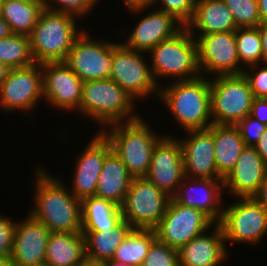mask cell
Instances as JSON below:
<instances>
[{
  "instance_id": "cell-1",
  "label": "cell",
  "mask_w": 267,
  "mask_h": 266,
  "mask_svg": "<svg viewBox=\"0 0 267 266\" xmlns=\"http://www.w3.org/2000/svg\"><path fill=\"white\" fill-rule=\"evenodd\" d=\"M37 165L34 175L33 205L27 214L43 223L50 232L82 233L81 200L59 176Z\"/></svg>"
},
{
  "instance_id": "cell-2",
  "label": "cell",
  "mask_w": 267,
  "mask_h": 266,
  "mask_svg": "<svg viewBox=\"0 0 267 266\" xmlns=\"http://www.w3.org/2000/svg\"><path fill=\"white\" fill-rule=\"evenodd\" d=\"M161 84L158 98L183 132L208 129L213 124L210 77Z\"/></svg>"
},
{
  "instance_id": "cell-3",
  "label": "cell",
  "mask_w": 267,
  "mask_h": 266,
  "mask_svg": "<svg viewBox=\"0 0 267 266\" xmlns=\"http://www.w3.org/2000/svg\"><path fill=\"white\" fill-rule=\"evenodd\" d=\"M135 102L138 101L110 78L85 81L78 113L96 122L101 131L114 123L138 119Z\"/></svg>"
},
{
  "instance_id": "cell-4",
  "label": "cell",
  "mask_w": 267,
  "mask_h": 266,
  "mask_svg": "<svg viewBox=\"0 0 267 266\" xmlns=\"http://www.w3.org/2000/svg\"><path fill=\"white\" fill-rule=\"evenodd\" d=\"M151 127L140 116L136 120L114 123L101 130L133 178L147 174L154 147L166 135L159 136Z\"/></svg>"
},
{
  "instance_id": "cell-5",
  "label": "cell",
  "mask_w": 267,
  "mask_h": 266,
  "mask_svg": "<svg viewBox=\"0 0 267 266\" xmlns=\"http://www.w3.org/2000/svg\"><path fill=\"white\" fill-rule=\"evenodd\" d=\"M78 17L44 8L29 35L36 63L65 62L76 39L85 28H78Z\"/></svg>"
},
{
  "instance_id": "cell-6",
  "label": "cell",
  "mask_w": 267,
  "mask_h": 266,
  "mask_svg": "<svg viewBox=\"0 0 267 266\" xmlns=\"http://www.w3.org/2000/svg\"><path fill=\"white\" fill-rule=\"evenodd\" d=\"M147 54L156 84L159 79L174 81L193 80L201 76L197 62L195 38L184 27L174 37L160 42Z\"/></svg>"
},
{
  "instance_id": "cell-7",
  "label": "cell",
  "mask_w": 267,
  "mask_h": 266,
  "mask_svg": "<svg viewBox=\"0 0 267 266\" xmlns=\"http://www.w3.org/2000/svg\"><path fill=\"white\" fill-rule=\"evenodd\" d=\"M254 95L243 74L210 78L213 124L236 125L250 114Z\"/></svg>"
},
{
  "instance_id": "cell-8",
  "label": "cell",
  "mask_w": 267,
  "mask_h": 266,
  "mask_svg": "<svg viewBox=\"0 0 267 266\" xmlns=\"http://www.w3.org/2000/svg\"><path fill=\"white\" fill-rule=\"evenodd\" d=\"M146 54L128 49L122 42L113 41L110 79L136 101L146 100L150 95L159 96L160 87L153 78L149 61L146 62Z\"/></svg>"
},
{
  "instance_id": "cell-9",
  "label": "cell",
  "mask_w": 267,
  "mask_h": 266,
  "mask_svg": "<svg viewBox=\"0 0 267 266\" xmlns=\"http://www.w3.org/2000/svg\"><path fill=\"white\" fill-rule=\"evenodd\" d=\"M218 224L227 249L230 242L255 246L267 235V210L253 197L236 198L230 205H224Z\"/></svg>"
},
{
  "instance_id": "cell-10",
  "label": "cell",
  "mask_w": 267,
  "mask_h": 266,
  "mask_svg": "<svg viewBox=\"0 0 267 266\" xmlns=\"http://www.w3.org/2000/svg\"><path fill=\"white\" fill-rule=\"evenodd\" d=\"M171 197L145 177H134L121 206L122 217L133 228L154 229Z\"/></svg>"
},
{
  "instance_id": "cell-11",
  "label": "cell",
  "mask_w": 267,
  "mask_h": 266,
  "mask_svg": "<svg viewBox=\"0 0 267 266\" xmlns=\"http://www.w3.org/2000/svg\"><path fill=\"white\" fill-rule=\"evenodd\" d=\"M42 99L44 100L41 64L11 69L0 84V108L5 114L18 111L23 116H29L28 119L30 116L33 118V110Z\"/></svg>"
},
{
  "instance_id": "cell-12",
  "label": "cell",
  "mask_w": 267,
  "mask_h": 266,
  "mask_svg": "<svg viewBox=\"0 0 267 266\" xmlns=\"http://www.w3.org/2000/svg\"><path fill=\"white\" fill-rule=\"evenodd\" d=\"M214 224L202 211L181 205L171 197L154 231L158 241L179 250L195 237L210 231Z\"/></svg>"
},
{
  "instance_id": "cell-13",
  "label": "cell",
  "mask_w": 267,
  "mask_h": 266,
  "mask_svg": "<svg viewBox=\"0 0 267 266\" xmlns=\"http://www.w3.org/2000/svg\"><path fill=\"white\" fill-rule=\"evenodd\" d=\"M194 38L201 76L208 78L243 73L244 68L237 54L235 31L210 33Z\"/></svg>"
},
{
  "instance_id": "cell-14",
  "label": "cell",
  "mask_w": 267,
  "mask_h": 266,
  "mask_svg": "<svg viewBox=\"0 0 267 266\" xmlns=\"http://www.w3.org/2000/svg\"><path fill=\"white\" fill-rule=\"evenodd\" d=\"M112 57L113 41L94 39L85 29L74 42L65 63L83 82L102 80L110 78Z\"/></svg>"
},
{
  "instance_id": "cell-15",
  "label": "cell",
  "mask_w": 267,
  "mask_h": 266,
  "mask_svg": "<svg viewBox=\"0 0 267 266\" xmlns=\"http://www.w3.org/2000/svg\"><path fill=\"white\" fill-rule=\"evenodd\" d=\"M43 73V96L50 108L67 113L80 107L83 81L65 62H47L41 64ZM65 110V111H64Z\"/></svg>"
},
{
  "instance_id": "cell-16",
  "label": "cell",
  "mask_w": 267,
  "mask_h": 266,
  "mask_svg": "<svg viewBox=\"0 0 267 266\" xmlns=\"http://www.w3.org/2000/svg\"><path fill=\"white\" fill-rule=\"evenodd\" d=\"M144 177L170 197L176 193L185 177L181 143L178 138L167 133L156 144Z\"/></svg>"
},
{
  "instance_id": "cell-17",
  "label": "cell",
  "mask_w": 267,
  "mask_h": 266,
  "mask_svg": "<svg viewBox=\"0 0 267 266\" xmlns=\"http://www.w3.org/2000/svg\"><path fill=\"white\" fill-rule=\"evenodd\" d=\"M96 134V135H95ZM93 134L85 149L77 154L73 182L69 190L78 199L95 196L97 181L106 155L112 150L110 140L102 131Z\"/></svg>"
},
{
  "instance_id": "cell-18",
  "label": "cell",
  "mask_w": 267,
  "mask_h": 266,
  "mask_svg": "<svg viewBox=\"0 0 267 266\" xmlns=\"http://www.w3.org/2000/svg\"><path fill=\"white\" fill-rule=\"evenodd\" d=\"M181 143L184 175L192 179H223L218 173L213 133L209 129L186 131Z\"/></svg>"
},
{
  "instance_id": "cell-19",
  "label": "cell",
  "mask_w": 267,
  "mask_h": 266,
  "mask_svg": "<svg viewBox=\"0 0 267 266\" xmlns=\"http://www.w3.org/2000/svg\"><path fill=\"white\" fill-rule=\"evenodd\" d=\"M149 11L151 12L145 13L135 24V28L123 33L127 38L122 44L128 49L148 53L160 42L174 37L185 27L169 13L155 8ZM126 33L129 34L126 36Z\"/></svg>"
},
{
  "instance_id": "cell-20",
  "label": "cell",
  "mask_w": 267,
  "mask_h": 266,
  "mask_svg": "<svg viewBox=\"0 0 267 266\" xmlns=\"http://www.w3.org/2000/svg\"><path fill=\"white\" fill-rule=\"evenodd\" d=\"M223 179H192L184 177L172 198L179 204L202 211L219 223L224 210Z\"/></svg>"
},
{
  "instance_id": "cell-21",
  "label": "cell",
  "mask_w": 267,
  "mask_h": 266,
  "mask_svg": "<svg viewBox=\"0 0 267 266\" xmlns=\"http://www.w3.org/2000/svg\"><path fill=\"white\" fill-rule=\"evenodd\" d=\"M50 233L47 226L29 214L25 219L17 221L10 266H33L45 262Z\"/></svg>"
},
{
  "instance_id": "cell-22",
  "label": "cell",
  "mask_w": 267,
  "mask_h": 266,
  "mask_svg": "<svg viewBox=\"0 0 267 266\" xmlns=\"http://www.w3.org/2000/svg\"><path fill=\"white\" fill-rule=\"evenodd\" d=\"M267 173V164L255 147L242 150L235 167L223 178L224 190L235 198L253 197Z\"/></svg>"
},
{
  "instance_id": "cell-23",
  "label": "cell",
  "mask_w": 267,
  "mask_h": 266,
  "mask_svg": "<svg viewBox=\"0 0 267 266\" xmlns=\"http://www.w3.org/2000/svg\"><path fill=\"white\" fill-rule=\"evenodd\" d=\"M211 229L212 233L206 231L178 250L179 266H222L228 260L230 254L221 226L215 223Z\"/></svg>"
},
{
  "instance_id": "cell-24",
  "label": "cell",
  "mask_w": 267,
  "mask_h": 266,
  "mask_svg": "<svg viewBox=\"0 0 267 266\" xmlns=\"http://www.w3.org/2000/svg\"><path fill=\"white\" fill-rule=\"evenodd\" d=\"M185 28L193 37L237 29L233 15L223 0H197L193 16Z\"/></svg>"
},
{
  "instance_id": "cell-25",
  "label": "cell",
  "mask_w": 267,
  "mask_h": 266,
  "mask_svg": "<svg viewBox=\"0 0 267 266\" xmlns=\"http://www.w3.org/2000/svg\"><path fill=\"white\" fill-rule=\"evenodd\" d=\"M132 179L133 176L112 149L104 159L95 196L121 207Z\"/></svg>"
},
{
  "instance_id": "cell-26",
  "label": "cell",
  "mask_w": 267,
  "mask_h": 266,
  "mask_svg": "<svg viewBox=\"0 0 267 266\" xmlns=\"http://www.w3.org/2000/svg\"><path fill=\"white\" fill-rule=\"evenodd\" d=\"M133 227L122 219L115 227L103 231H82L85 237L86 261L101 264L113 259L115 250L124 241Z\"/></svg>"
},
{
  "instance_id": "cell-27",
  "label": "cell",
  "mask_w": 267,
  "mask_h": 266,
  "mask_svg": "<svg viewBox=\"0 0 267 266\" xmlns=\"http://www.w3.org/2000/svg\"><path fill=\"white\" fill-rule=\"evenodd\" d=\"M45 262L52 266L86 265L85 237L82 233L51 232Z\"/></svg>"
},
{
  "instance_id": "cell-28",
  "label": "cell",
  "mask_w": 267,
  "mask_h": 266,
  "mask_svg": "<svg viewBox=\"0 0 267 266\" xmlns=\"http://www.w3.org/2000/svg\"><path fill=\"white\" fill-rule=\"evenodd\" d=\"M208 129L213 133L217 170L224 178L235 167L246 145L236 125L212 124Z\"/></svg>"
},
{
  "instance_id": "cell-29",
  "label": "cell",
  "mask_w": 267,
  "mask_h": 266,
  "mask_svg": "<svg viewBox=\"0 0 267 266\" xmlns=\"http://www.w3.org/2000/svg\"><path fill=\"white\" fill-rule=\"evenodd\" d=\"M82 231H103L122 219L121 207L111 201L91 196L81 200Z\"/></svg>"
},
{
  "instance_id": "cell-30",
  "label": "cell",
  "mask_w": 267,
  "mask_h": 266,
  "mask_svg": "<svg viewBox=\"0 0 267 266\" xmlns=\"http://www.w3.org/2000/svg\"><path fill=\"white\" fill-rule=\"evenodd\" d=\"M44 9V1L10 0L1 3L0 16L8 23L12 33L29 36Z\"/></svg>"
},
{
  "instance_id": "cell-31",
  "label": "cell",
  "mask_w": 267,
  "mask_h": 266,
  "mask_svg": "<svg viewBox=\"0 0 267 266\" xmlns=\"http://www.w3.org/2000/svg\"><path fill=\"white\" fill-rule=\"evenodd\" d=\"M155 240L154 229L133 228L115 250L113 260L130 266L143 265L148 250Z\"/></svg>"
},
{
  "instance_id": "cell-32",
  "label": "cell",
  "mask_w": 267,
  "mask_h": 266,
  "mask_svg": "<svg viewBox=\"0 0 267 266\" xmlns=\"http://www.w3.org/2000/svg\"><path fill=\"white\" fill-rule=\"evenodd\" d=\"M0 62L11 69L34 65L29 36L13 33L0 39Z\"/></svg>"
},
{
  "instance_id": "cell-33",
  "label": "cell",
  "mask_w": 267,
  "mask_h": 266,
  "mask_svg": "<svg viewBox=\"0 0 267 266\" xmlns=\"http://www.w3.org/2000/svg\"><path fill=\"white\" fill-rule=\"evenodd\" d=\"M237 54L241 66L263 63V53L259 27L237 28L235 30Z\"/></svg>"
},
{
  "instance_id": "cell-34",
  "label": "cell",
  "mask_w": 267,
  "mask_h": 266,
  "mask_svg": "<svg viewBox=\"0 0 267 266\" xmlns=\"http://www.w3.org/2000/svg\"><path fill=\"white\" fill-rule=\"evenodd\" d=\"M197 0H152L150 5H135L126 7L132 15L145 13L151 7L173 15L184 26L191 20ZM157 3V4H156Z\"/></svg>"
},
{
  "instance_id": "cell-35",
  "label": "cell",
  "mask_w": 267,
  "mask_h": 266,
  "mask_svg": "<svg viewBox=\"0 0 267 266\" xmlns=\"http://www.w3.org/2000/svg\"><path fill=\"white\" fill-rule=\"evenodd\" d=\"M231 11L236 28L258 27L261 24L257 0H223Z\"/></svg>"
},
{
  "instance_id": "cell-36",
  "label": "cell",
  "mask_w": 267,
  "mask_h": 266,
  "mask_svg": "<svg viewBox=\"0 0 267 266\" xmlns=\"http://www.w3.org/2000/svg\"><path fill=\"white\" fill-rule=\"evenodd\" d=\"M143 265L179 266V251L156 239L151 244Z\"/></svg>"
},
{
  "instance_id": "cell-37",
  "label": "cell",
  "mask_w": 267,
  "mask_h": 266,
  "mask_svg": "<svg viewBox=\"0 0 267 266\" xmlns=\"http://www.w3.org/2000/svg\"><path fill=\"white\" fill-rule=\"evenodd\" d=\"M44 8L75 15L81 21L95 5L90 0H44Z\"/></svg>"
},
{
  "instance_id": "cell-38",
  "label": "cell",
  "mask_w": 267,
  "mask_h": 266,
  "mask_svg": "<svg viewBox=\"0 0 267 266\" xmlns=\"http://www.w3.org/2000/svg\"><path fill=\"white\" fill-rule=\"evenodd\" d=\"M242 74L247 79L255 98H267V63L249 66Z\"/></svg>"
},
{
  "instance_id": "cell-39",
  "label": "cell",
  "mask_w": 267,
  "mask_h": 266,
  "mask_svg": "<svg viewBox=\"0 0 267 266\" xmlns=\"http://www.w3.org/2000/svg\"><path fill=\"white\" fill-rule=\"evenodd\" d=\"M236 127L245 145L254 147L258 143L262 133L266 130L267 125L262 124L254 117L248 115L237 123Z\"/></svg>"
},
{
  "instance_id": "cell-40",
  "label": "cell",
  "mask_w": 267,
  "mask_h": 266,
  "mask_svg": "<svg viewBox=\"0 0 267 266\" xmlns=\"http://www.w3.org/2000/svg\"><path fill=\"white\" fill-rule=\"evenodd\" d=\"M16 225L17 220L0 214V257H11Z\"/></svg>"
},
{
  "instance_id": "cell-41",
  "label": "cell",
  "mask_w": 267,
  "mask_h": 266,
  "mask_svg": "<svg viewBox=\"0 0 267 266\" xmlns=\"http://www.w3.org/2000/svg\"><path fill=\"white\" fill-rule=\"evenodd\" d=\"M249 115L267 125V98H254Z\"/></svg>"
},
{
  "instance_id": "cell-42",
  "label": "cell",
  "mask_w": 267,
  "mask_h": 266,
  "mask_svg": "<svg viewBox=\"0 0 267 266\" xmlns=\"http://www.w3.org/2000/svg\"><path fill=\"white\" fill-rule=\"evenodd\" d=\"M253 198L267 210V173Z\"/></svg>"
},
{
  "instance_id": "cell-43",
  "label": "cell",
  "mask_w": 267,
  "mask_h": 266,
  "mask_svg": "<svg viewBox=\"0 0 267 266\" xmlns=\"http://www.w3.org/2000/svg\"><path fill=\"white\" fill-rule=\"evenodd\" d=\"M258 155L267 164V128L262 133L258 143L254 146Z\"/></svg>"
},
{
  "instance_id": "cell-44",
  "label": "cell",
  "mask_w": 267,
  "mask_h": 266,
  "mask_svg": "<svg viewBox=\"0 0 267 266\" xmlns=\"http://www.w3.org/2000/svg\"><path fill=\"white\" fill-rule=\"evenodd\" d=\"M258 27L261 36L263 63H267V23H261Z\"/></svg>"
},
{
  "instance_id": "cell-45",
  "label": "cell",
  "mask_w": 267,
  "mask_h": 266,
  "mask_svg": "<svg viewBox=\"0 0 267 266\" xmlns=\"http://www.w3.org/2000/svg\"><path fill=\"white\" fill-rule=\"evenodd\" d=\"M261 23H267V0H257Z\"/></svg>"
},
{
  "instance_id": "cell-46",
  "label": "cell",
  "mask_w": 267,
  "mask_h": 266,
  "mask_svg": "<svg viewBox=\"0 0 267 266\" xmlns=\"http://www.w3.org/2000/svg\"><path fill=\"white\" fill-rule=\"evenodd\" d=\"M12 33L8 23L0 16V39L10 36Z\"/></svg>"
},
{
  "instance_id": "cell-47",
  "label": "cell",
  "mask_w": 267,
  "mask_h": 266,
  "mask_svg": "<svg viewBox=\"0 0 267 266\" xmlns=\"http://www.w3.org/2000/svg\"><path fill=\"white\" fill-rule=\"evenodd\" d=\"M125 7L135 6V5H150L152 0H121Z\"/></svg>"
},
{
  "instance_id": "cell-48",
  "label": "cell",
  "mask_w": 267,
  "mask_h": 266,
  "mask_svg": "<svg viewBox=\"0 0 267 266\" xmlns=\"http://www.w3.org/2000/svg\"><path fill=\"white\" fill-rule=\"evenodd\" d=\"M10 70L5 63L0 62V84L7 78Z\"/></svg>"
},
{
  "instance_id": "cell-49",
  "label": "cell",
  "mask_w": 267,
  "mask_h": 266,
  "mask_svg": "<svg viewBox=\"0 0 267 266\" xmlns=\"http://www.w3.org/2000/svg\"><path fill=\"white\" fill-rule=\"evenodd\" d=\"M101 265L102 266H130V265H126L124 263L118 262V261L113 260V259L108 260V261H106L104 263H101Z\"/></svg>"
},
{
  "instance_id": "cell-50",
  "label": "cell",
  "mask_w": 267,
  "mask_h": 266,
  "mask_svg": "<svg viewBox=\"0 0 267 266\" xmlns=\"http://www.w3.org/2000/svg\"><path fill=\"white\" fill-rule=\"evenodd\" d=\"M0 266H10V258L0 257Z\"/></svg>"
},
{
  "instance_id": "cell-51",
  "label": "cell",
  "mask_w": 267,
  "mask_h": 266,
  "mask_svg": "<svg viewBox=\"0 0 267 266\" xmlns=\"http://www.w3.org/2000/svg\"><path fill=\"white\" fill-rule=\"evenodd\" d=\"M33 266H52V265L50 263H47V262H42V263H39V264H36Z\"/></svg>"
},
{
  "instance_id": "cell-52",
  "label": "cell",
  "mask_w": 267,
  "mask_h": 266,
  "mask_svg": "<svg viewBox=\"0 0 267 266\" xmlns=\"http://www.w3.org/2000/svg\"><path fill=\"white\" fill-rule=\"evenodd\" d=\"M1 1L5 2V1H10V0H1ZM18 1L28 2V1H44V0H18Z\"/></svg>"
},
{
  "instance_id": "cell-53",
  "label": "cell",
  "mask_w": 267,
  "mask_h": 266,
  "mask_svg": "<svg viewBox=\"0 0 267 266\" xmlns=\"http://www.w3.org/2000/svg\"><path fill=\"white\" fill-rule=\"evenodd\" d=\"M85 266H102L101 264H91V263H86V265Z\"/></svg>"
},
{
  "instance_id": "cell-54",
  "label": "cell",
  "mask_w": 267,
  "mask_h": 266,
  "mask_svg": "<svg viewBox=\"0 0 267 266\" xmlns=\"http://www.w3.org/2000/svg\"><path fill=\"white\" fill-rule=\"evenodd\" d=\"M95 6L97 5V3L101 0H90Z\"/></svg>"
}]
</instances>
